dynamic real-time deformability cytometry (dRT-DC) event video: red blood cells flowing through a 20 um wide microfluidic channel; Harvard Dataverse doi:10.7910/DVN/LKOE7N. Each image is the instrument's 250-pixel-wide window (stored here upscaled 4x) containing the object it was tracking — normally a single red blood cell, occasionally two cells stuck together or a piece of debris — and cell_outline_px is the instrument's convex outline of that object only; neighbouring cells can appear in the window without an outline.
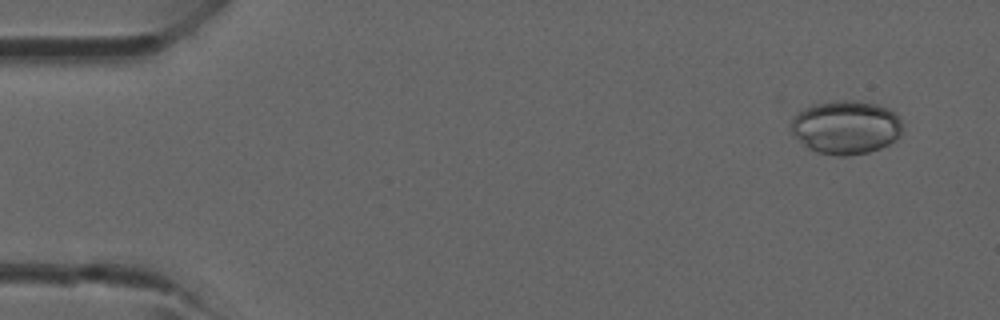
{"species": "common noctule bat (a hibernating species)", "species_latin": "Nyctalus noctula", "temperature_condition": "room temperature", "stored_images_in_passage": 3, "camera_frame_rate_fps": 3000, "um_per_image_px": 0.085, "animal": {"sex": "male", "forearm_length_mm": 52.5}, "frame": {"image": 1, "passage_image": 1, "time_ms": 0.0, "image_size_px": [1000, 320], "cell_outline_px": [[900, 136], [896, 140], [880, 148], [868, 152], [848, 156], [836, 156], [820, 152], [808, 148], [792, 132], [788, 124], [792, 116], [804, 108], [812, 104], [836, 100], [856, 100], [876, 104], [888, 108], [900, 116]], "centroid_in_image_um": [71.88, 10.8], "position_along_channel_um": 13.1, "area_um2": 35.03}}